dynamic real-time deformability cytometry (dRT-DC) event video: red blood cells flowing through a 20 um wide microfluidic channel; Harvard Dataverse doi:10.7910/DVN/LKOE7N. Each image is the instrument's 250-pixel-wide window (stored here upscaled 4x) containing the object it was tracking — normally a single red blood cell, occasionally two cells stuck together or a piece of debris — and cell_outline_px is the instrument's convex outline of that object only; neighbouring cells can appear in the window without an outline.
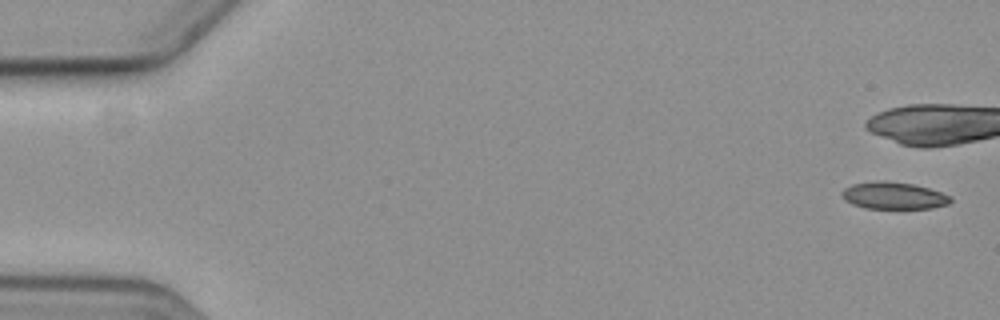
{"species": "common noctule bat (a hibernating species)", "species_latin": "Nyctalus noctula", "temperature_condition": "cold", "stored_images_in_passage": 6, "camera_frame_rate_fps": 3000, "um_per_image_px": 0.085, "animal": {"sex": "female", "body_mass_g": 19.3, "forearm_length_mm": 54.1}, "frame": {"image": 1, "passage_image": 1, "time_ms": 0.0, "image_size_px": [1000, 320], "cell_outline_px": [[952, 200], [948, 204], [932, 208], [864, 208], [852, 204], [844, 200], [840, 192], [844, 188], [852, 184], [884, 180], [912, 184], [928, 188], [952, 196]], "centroid_in_image_um": [75.94, 16.63], "position_along_channel_um": 9.1, "area_um2": 17.11}}
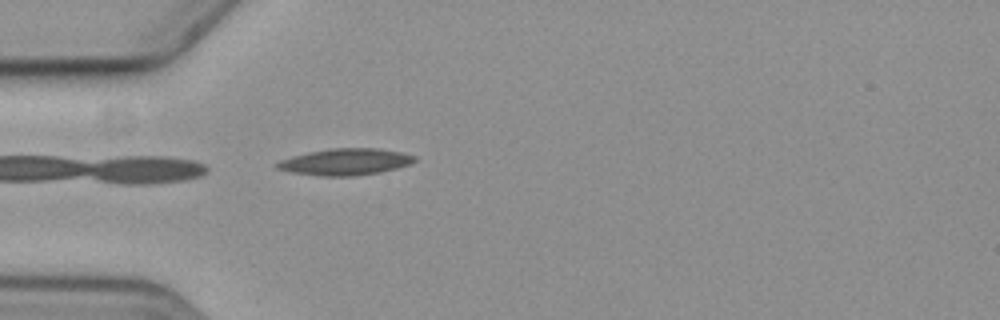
{"frame": {"image": 2, "passage_image": 6, "time_ms": 6.667, "image_size_px": [1000, 320], "cell_outline_px": [[416, 160], [408, 164], [396, 168], [380, 172], [352, 176], [320, 176], [292, 172], [276, 168], [272, 164], [280, 160], [292, 156], [308, 152], [332, 148], [376, 148], [400, 152], [416, 156]], "centroid_in_image_um": [29.31, 13.75], "position_along_channel_um": 55.7, "area_um2": 21.21}}